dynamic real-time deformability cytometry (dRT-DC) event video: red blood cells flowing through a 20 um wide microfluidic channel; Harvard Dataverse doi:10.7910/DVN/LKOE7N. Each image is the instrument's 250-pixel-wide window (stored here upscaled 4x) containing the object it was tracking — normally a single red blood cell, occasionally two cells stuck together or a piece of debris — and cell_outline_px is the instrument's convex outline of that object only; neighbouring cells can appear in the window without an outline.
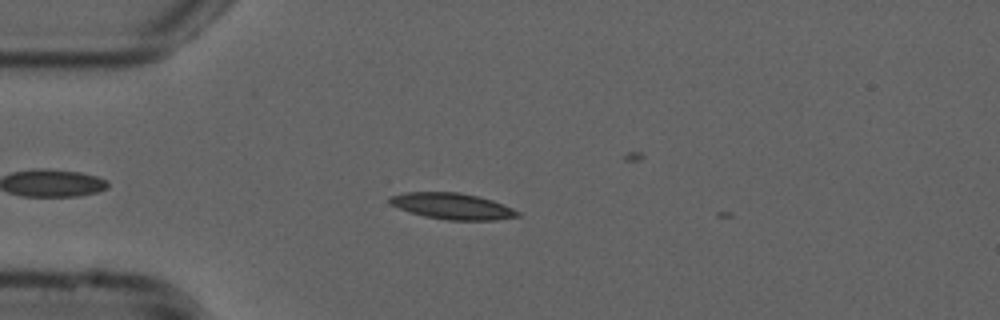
{"species": "common noctule bat (a hibernating species)", "species_latin": "Nyctalus noctula", "temperature_condition": "cold", "stored_images_in_passage": 9, "camera_frame_rate_fps": 3000, "um_per_image_px": 0.085, "animal": {"sex": "male", "forearm_length_mm": 52.5}, "frame": {"image": 1, "passage_image": 8, "time_ms": 2.333, "image_size_px": [1000, 320], "cell_outline_px": [[520, 216], [496, 220], [448, 220], [424, 216], [388, 204], [388, 196], [404, 192], [456, 192], [476, 196], [492, 200], [512, 208], [520, 212]], "centroid_in_image_um": [38.42, 17.52], "position_along_channel_um": 46.6, "area_um2": 19.42}}